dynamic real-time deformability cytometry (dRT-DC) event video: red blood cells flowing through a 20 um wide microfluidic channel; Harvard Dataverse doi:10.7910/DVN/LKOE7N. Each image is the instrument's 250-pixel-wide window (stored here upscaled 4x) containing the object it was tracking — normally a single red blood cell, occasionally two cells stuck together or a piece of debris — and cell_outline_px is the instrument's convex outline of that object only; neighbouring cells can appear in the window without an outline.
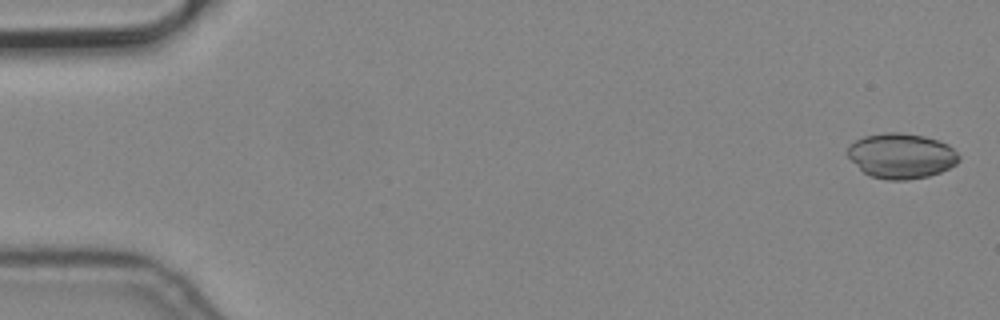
{"species": "common noctule bat (a hibernating species)", "species_latin": "Nyctalus noctula", "temperature_condition": "cold", "stored_images_in_passage": 6, "camera_frame_rate_fps": 3000, "um_per_image_px": 0.085, "animal": {"sex": "male", "body_mass_g": 19.2, "forearm_length_mm": 51.8}, "frame": {"image": 1, "passage_image": 1, "time_ms": 0.0, "image_size_px": [1000, 320], "cell_outline_px": [[960, 160], [956, 164], [940, 172], [928, 176], [908, 180], [888, 180], [872, 176], [864, 172], [848, 156], [848, 144], [864, 136], [884, 132], [900, 132], [924, 136], [948, 144], [960, 156]], "centroid_in_image_um": [76.62, 13.24], "position_along_channel_um": 8.4, "area_um2": 29.19}}
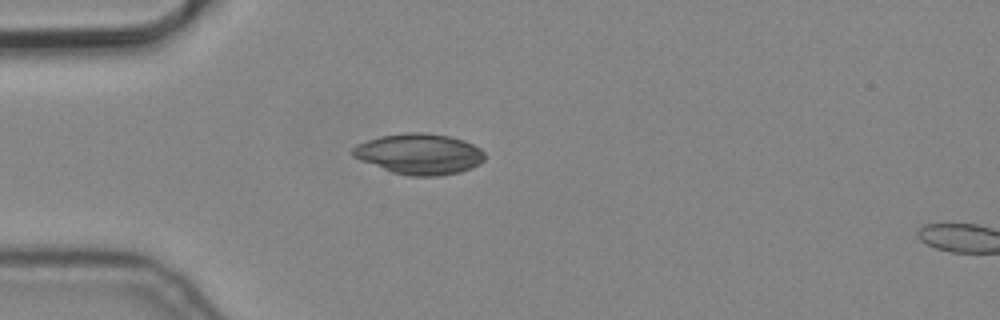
{"frame": {"image": 2, "passage_image": 5, "time_ms": 1.333, "image_size_px": [1000, 320], "cell_outline_px": [[484, 160], [480, 164], [472, 168], [460, 172], [440, 176], [408, 176], [392, 172], [360, 160], [352, 156], [348, 152], [356, 144], [380, 136], [408, 132], [424, 132], [448, 136], [464, 140], [480, 148], [484, 152]], "centroid_in_image_um": [35.63, 13.09], "position_along_channel_um": 49.4, "area_um2": 31.56}}